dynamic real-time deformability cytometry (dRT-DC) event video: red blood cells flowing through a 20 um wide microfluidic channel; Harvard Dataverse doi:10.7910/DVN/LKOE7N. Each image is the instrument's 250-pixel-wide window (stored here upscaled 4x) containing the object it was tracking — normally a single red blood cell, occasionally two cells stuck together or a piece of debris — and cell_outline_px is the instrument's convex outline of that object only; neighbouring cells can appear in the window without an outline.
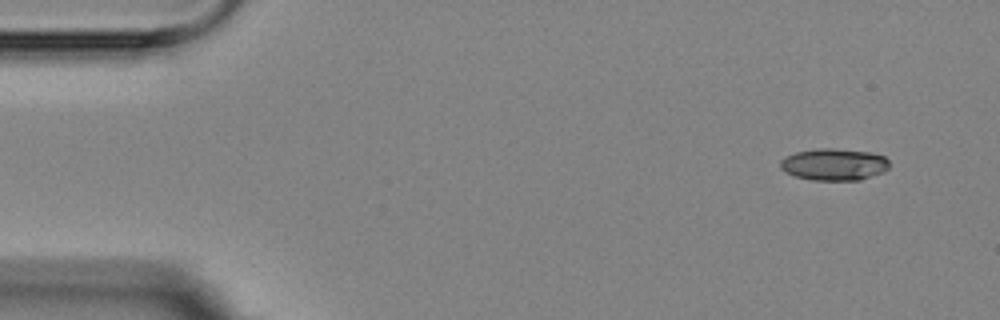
{"species": "Egyptian fruit bat (a non-hibernating species)", "species_latin": "Rousettus aegyptiacus", "temperature_condition": "room temperature", "stored_images_in_passage": 15, "camera_frame_rate_fps": 3000, "um_per_image_px": 0.085, "animal": {"sex": "female"}, "frame": {"image": 1, "passage_image": 1, "time_ms": 0.0, "image_size_px": [1000, 320], "cell_outline_px": [[888, 168], [884, 172], [860, 180], [812, 180], [796, 176], [784, 172], [780, 168], [780, 160], [796, 152], [816, 148], [832, 148], [872, 152], [884, 156], [888, 160]], "centroid_in_image_um": [70.9, 13.97], "position_along_channel_um": 14.1, "area_um2": 20.35}}
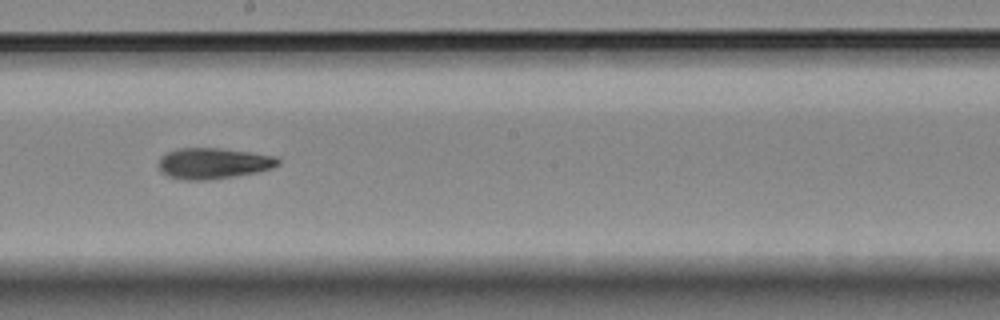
{"frame": {"image": 2, "passage_image": 9, "time_ms": 9.0, "image_size_px": [1000, 320], "cell_outline_px": [[280, 164], [272, 168], [256, 172], [208, 180], [184, 180], [168, 176], [160, 172], [160, 156], [176, 148], [220, 148], [252, 152], [276, 156], [280, 160]], "centroid_in_image_um": [18.14, 13.87], "position_along_channel_um": 230.1, "area_um2": 21.56}}
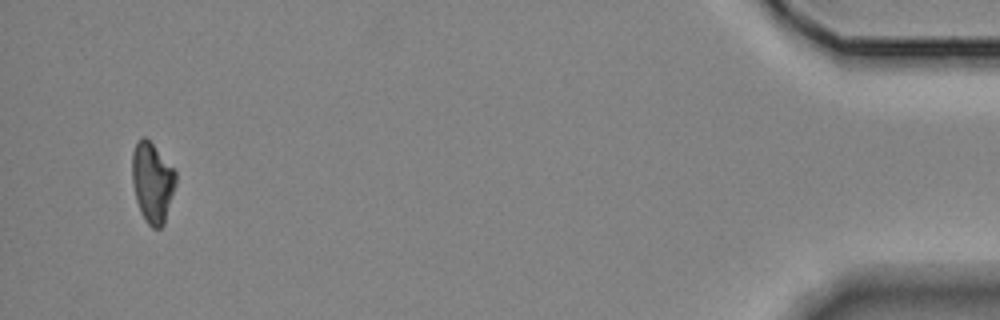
{"frame": {"image": 3, "passage_image": 15, "time_ms": 16.667, "image_size_px": [1000, 320], "cell_outline_px": [[176, 184], [164, 224], [160, 228], [152, 228], [144, 220], [140, 212], [136, 200], [132, 180], [132, 152], [136, 144], [144, 136], [152, 144], [176, 172]], "centroid_in_image_um": [12.94, 15.55], "position_along_channel_um": 422.3, "area_um2": 20.17}, "authors_computed_cell_mechanics": {"area_um2": 20.808, "velocity_mm_per_s": 3.5492, "shape_relaxation_time_tau1_ms": null, "shape_relaxation_time_tau2_ms": 3.0004, "deformation_change_tau1": null, "deformation_change_tau2": 0.105}}